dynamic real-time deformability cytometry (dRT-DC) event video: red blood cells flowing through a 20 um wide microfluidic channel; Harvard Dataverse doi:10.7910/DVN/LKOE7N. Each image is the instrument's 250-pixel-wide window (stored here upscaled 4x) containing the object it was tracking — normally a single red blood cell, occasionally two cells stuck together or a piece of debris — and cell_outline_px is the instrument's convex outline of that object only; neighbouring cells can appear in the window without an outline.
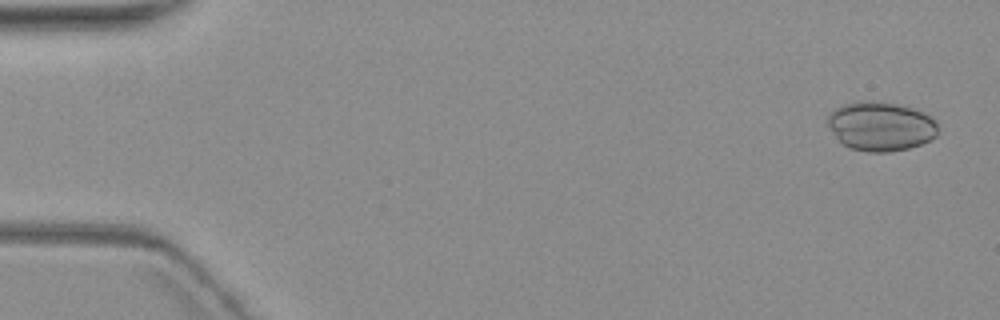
{"species": "common noctule bat (a hibernating species)", "species_latin": "Nyctalus noctula", "temperature_condition": "warm", "stored_images_in_passage": 3, "camera_frame_rate_fps": 3000, "um_per_image_px": 0.085, "animal": {"sex": "female", "body_mass_g": 19.3, "forearm_length_mm": 54.1}, "frame": {"image": 1, "passage_image": 1, "time_ms": 0.0, "image_size_px": [1000, 320], "cell_outline_px": [[936, 136], [920, 144], [908, 148], [888, 152], [868, 152], [852, 148], [844, 144], [836, 136], [828, 124], [828, 112], [844, 104], [860, 100], [864, 100], [896, 104], [912, 108], [936, 120]], "centroid_in_image_um": [74.84, 10.73], "position_along_channel_um": 10.2, "area_um2": 31.1}}